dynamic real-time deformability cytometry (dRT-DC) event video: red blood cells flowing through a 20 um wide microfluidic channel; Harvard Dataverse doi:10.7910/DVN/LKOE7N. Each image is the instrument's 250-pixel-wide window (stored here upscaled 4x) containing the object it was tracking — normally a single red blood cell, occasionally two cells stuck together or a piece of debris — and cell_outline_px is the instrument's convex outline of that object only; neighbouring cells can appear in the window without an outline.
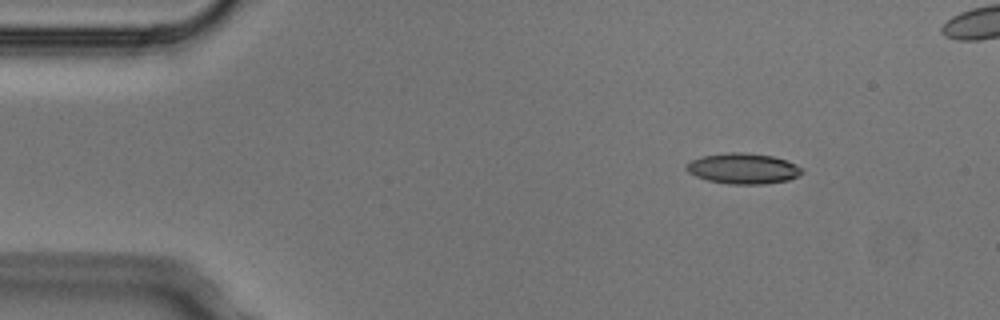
{"species": "Egyptian fruit bat (a non-hibernating species)", "species_latin": "Rousettus aegyptiacus", "temperature_condition": "cold", "stored_images_in_passage": 4, "camera_frame_rate_fps": 3000, "um_per_image_px": 0.085, "animal": {"sex": "male"}, "frame": {"image": 1, "passage_image": 1, "time_ms": 0.0, "image_size_px": [1000, 320], "cell_outline_px": [[804, 172], [800, 176], [788, 180], [764, 184], [728, 184], [708, 180], [696, 176], [688, 172], [684, 168], [692, 160], [700, 156], [728, 152], [744, 152], [772, 156], [788, 160], [804, 168]], "centroid_in_image_um": [63.21, 14.32], "position_along_channel_um": 21.8, "area_um2": 20.87}}